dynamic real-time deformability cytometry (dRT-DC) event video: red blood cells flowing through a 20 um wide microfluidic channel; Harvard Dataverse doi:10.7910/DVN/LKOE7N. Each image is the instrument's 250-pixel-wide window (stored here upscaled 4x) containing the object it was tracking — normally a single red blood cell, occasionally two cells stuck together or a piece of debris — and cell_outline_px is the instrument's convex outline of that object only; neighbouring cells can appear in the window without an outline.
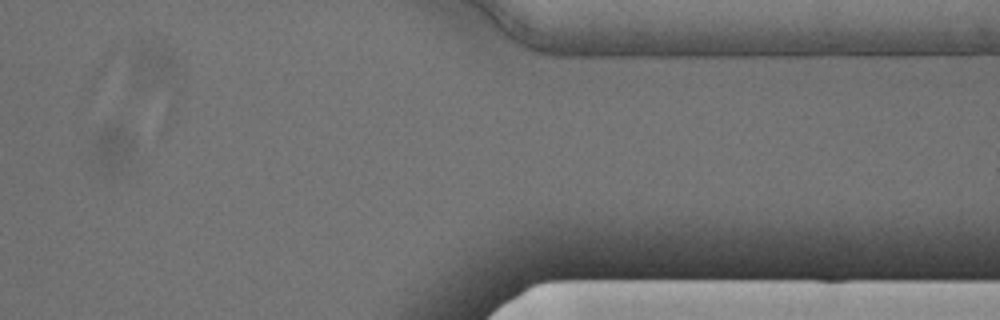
{"species": "Egyptian fruit bat (a non-hibernating species)", "species_latin": "Rousettus aegyptiacus", "temperature_condition": "cold", "stored_images_in_passage": 15, "camera_frame_rate_fps": 3000, "um_per_image_px": 0.085, "animal": {"sex": "male"}, "frame": {"image": 1, "passage_image": 13, "time_ms": 4.0, "image_size_px": [1000, 320], "cell_outline_px": [[132, 152], [128, 160], [120, 172], [112, 176], [92, 156], [92, 144], [100, 128], [116, 120], [132, 136]], "centroid_in_image_um": [9.56, 12.53], "position_along_channel_um": 401.8, "area_um2": 11.16}}